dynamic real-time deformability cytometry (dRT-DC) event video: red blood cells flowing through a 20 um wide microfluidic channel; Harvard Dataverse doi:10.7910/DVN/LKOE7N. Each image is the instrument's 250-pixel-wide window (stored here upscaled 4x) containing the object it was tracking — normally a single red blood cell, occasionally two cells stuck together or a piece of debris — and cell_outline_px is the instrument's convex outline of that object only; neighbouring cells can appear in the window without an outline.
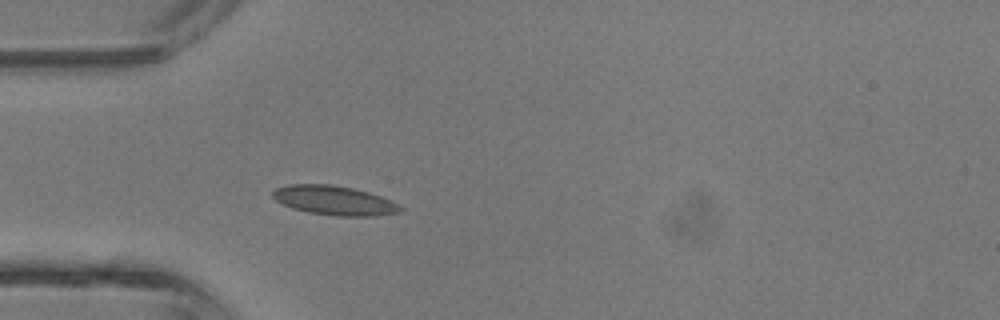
{"species": "common noctule bat (a hibernating species)", "species_latin": "Nyctalus noctula", "temperature_condition": "room temperature", "stored_images_in_passage": 4, "camera_frame_rate_fps": 3000, "um_per_image_px": 0.085, "animal": {"sex": "male", "body_mass_g": 13.3}, "frame": {"image": 1, "passage_image": 4, "time_ms": 3.333, "image_size_px": [1000, 320], "cell_outline_px": [[404, 208], [400, 212], [376, 216], [336, 216], [308, 212], [292, 208], [276, 200], [272, 196], [272, 192], [276, 188], [288, 184], [332, 184], [352, 188], [368, 192], [380, 196]], "centroid_in_image_um": [28.39, 17.03], "position_along_channel_um": 56.6, "area_um2": 21.68}}